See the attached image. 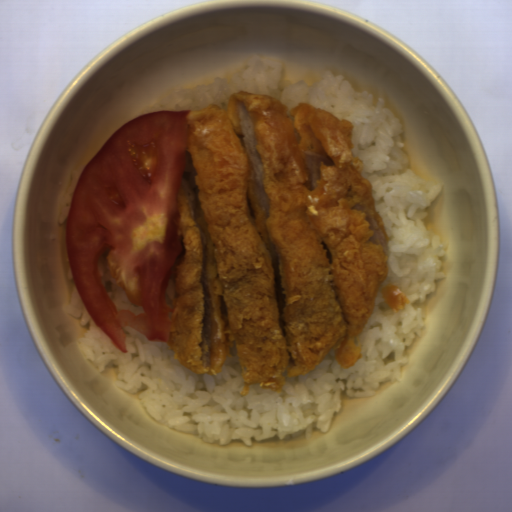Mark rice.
Segmentation results:
<instances>
[{
	"instance_id": "rice-2",
	"label": "rice",
	"mask_w": 512,
	"mask_h": 512,
	"mask_svg": "<svg viewBox=\"0 0 512 512\" xmlns=\"http://www.w3.org/2000/svg\"><path fill=\"white\" fill-rule=\"evenodd\" d=\"M108 253L105 255H102L99 257V263H98V272H99V278L102 282V285L107 292V294L110 296L112 301L114 302L117 311L120 309L129 310L132 313L140 314L145 313L142 306H134L131 304L127 298V295L125 291L120 289L118 285L115 283V281L112 279V277L109 274L106 261H107Z\"/></svg>"
},
{
	"instance_id": "rice-3",
	"label": "rice",
	"mask_w": 512,
	"mask_h": 512,
	"mask_svg": "<svg viewBox=\"0 0 512 512\" xmlns=\"http://www.w3.org/2000/svg\"><path fill=\"white\" fill-rule=\"evenodd\" d=\"M174 286H175V278L169 279V281L166 285L165 295H166L167 305H169L172 308H173V300H174Z\"/></svg>"
},
{
	"instance_id": "rice-1",
	"label": "rice",
	"mask_w": 512,
	"mask_h": 512,
	"mask_svg": "<svg viewBox=\"0 0 512 512\" xmlns=\"http://www.w3.org/2000/svg\"><path fill=\"white\" fill-rule=\"evenodd\" d=\"M287 63L258 52L228 78L163 91L144 113L201 111L207 105L228 108L231 94L251 91L267 94L287 108L312 104L353 124L352 149L363 162L362 175L371 182L375 208L387 236L390 258L386 277L374 309L360 339V358L342 368L334 347L312 372L284 379L282 391L250 385L245 396L242 367L227 358L219 375L196 374L175 357L167 341H150L132 326H122L126 350L96 324L83 304L67 259L70 285L65 310L85 327L78 337L82 351L98 373L109 363L116 366L114 384L139 394L142 408L156 422L196 435L202 443L225 446L241 440L249 448L276 436L278 441L296 439L303 433L310 442L314 429L323 435L335 413L341 412L342 394L373 397L380 384H395L403 377L405 354L415 337L428 335L425 302L436 291L437 280L447 279L442 257L449 241L426 225L427 209L445 185L415 169L396 116L386 108L387 100L368 90H356L347 76L323 71L320 81L285 79ZM131 119V120H133ZM130 120V121H131ZM399 286L410 299L401 312L386 304L382 287Z\"/></svg>"
}]
</instances>
